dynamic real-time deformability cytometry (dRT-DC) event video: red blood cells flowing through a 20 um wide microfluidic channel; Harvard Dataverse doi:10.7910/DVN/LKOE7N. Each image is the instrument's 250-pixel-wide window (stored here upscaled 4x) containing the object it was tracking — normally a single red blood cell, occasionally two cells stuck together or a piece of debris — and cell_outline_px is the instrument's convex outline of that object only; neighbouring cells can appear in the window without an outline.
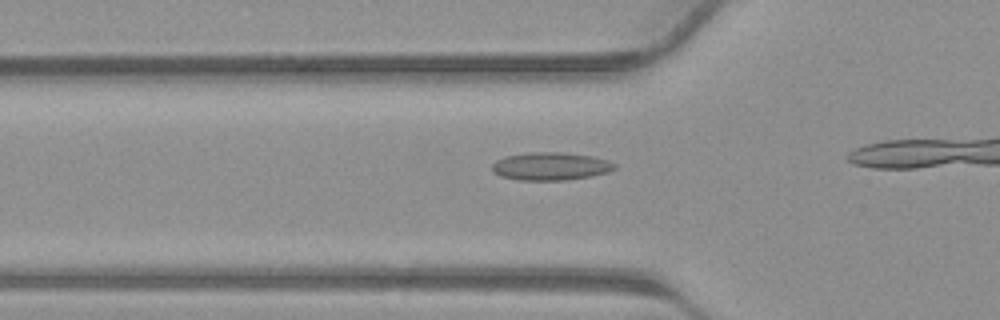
{"species": "common noctule bat (a hibernating species)", "species_latin": "Nyctalus noctula", "temperature_condition": "warm", "stored_images_in_passage": 14, "camera_frame_rate_fps": 3000, "um_per_image_px": 0.085, "animal": {"sex": "male", "body_mass_g": 23.1, "forearm_length_mm": 52.7}, "frame": {"image": 1, "passage_image": 10, "time_ms": 3.0, "image_size_px": [1000, 320], "cell_outline_px": [[616, 168], [608, 172], [592, 176], [568, 180], [520, 180], [500, 176], [492, 172], [492, 164], [496, 160], [504, 156], [528, 152], [564, 152], [592, 156], [608, 160], [616, 164]], "centroid_in_image_um": [46.8, 14.13], "position_along_channel_um": 79.0, "area_um2": 20.17}}